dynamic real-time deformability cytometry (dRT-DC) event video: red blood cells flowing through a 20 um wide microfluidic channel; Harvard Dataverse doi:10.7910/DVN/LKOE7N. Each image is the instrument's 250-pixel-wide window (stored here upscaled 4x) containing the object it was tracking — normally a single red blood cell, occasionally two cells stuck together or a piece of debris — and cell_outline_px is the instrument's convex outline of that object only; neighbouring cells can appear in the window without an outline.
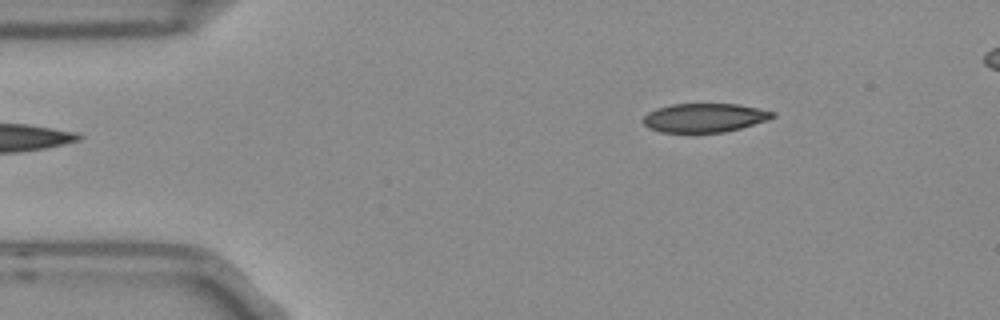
{"species": "Egyptian fruit bat (a non-hibernating species)", "species_latin": "Rousettus aegyptiacus", "temperature_condition": "room temperature", "stored_images_in_passage": 3, "camera_frame_rate_fps": 3000, "um_per_image_px": 0.085, "frame": {"image": 1, "passage_image": 3, "time_ms": 0.667, "image_size_px": [1000, 320], "cell_outline_px": [[776, 116], [768, 120], [740, 128], [724, 132], [660, 132], [648, 128], [644, 124], [644, 116], [648, 112], [656, 108], [672, 104], [736, 104], [776, 112]], "centroid_in_image_um": [59.88, 10.01], "position_along_channel_um": 25.1, "area_um2": 21.68}}